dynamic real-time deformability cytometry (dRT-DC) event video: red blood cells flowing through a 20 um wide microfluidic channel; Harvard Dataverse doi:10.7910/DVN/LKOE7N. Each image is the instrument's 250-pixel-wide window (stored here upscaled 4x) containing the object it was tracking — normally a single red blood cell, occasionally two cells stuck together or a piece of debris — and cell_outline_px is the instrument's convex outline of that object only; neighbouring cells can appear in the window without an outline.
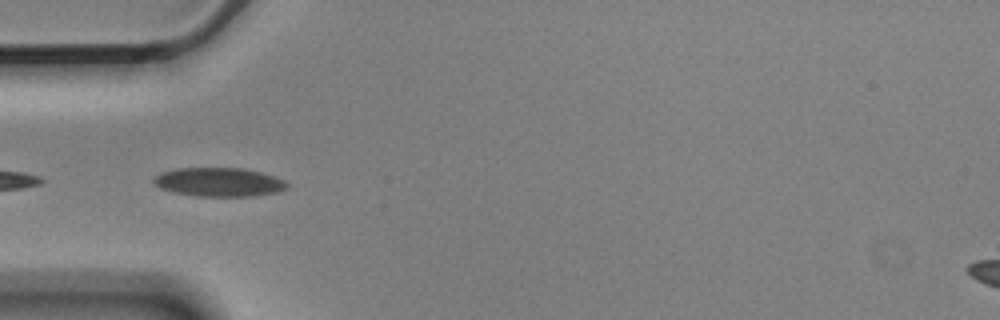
{"species": "Egyptian fruit bat (a non-hibernating species)", "species_latin": "Rousettus aegyptiacus", "temperature_condition": "cold", "stored_images_in_passage": 4, "camera_frame_rate_fps": 3000, "um_per_image_px": 0.085, "animal": {"sex": "male"}, "frame": {"image": 1, "passage_image": 2, "time_ms": 0.333, "image_size_px": [1000, 320], "cell_outline_px": [[288, 188], [276, 192], [256, 196], [196, 196], [172, 192], [160, 188], [152, 184], [152, 180], [160, 172], [176, 168], [244, 168], [260, 172], [284, 180], [288, 184]], "centroid_in_image_um": [18.57, 15.48], "position_along_channel_um": 66.4, "area_um2": 22.54}}